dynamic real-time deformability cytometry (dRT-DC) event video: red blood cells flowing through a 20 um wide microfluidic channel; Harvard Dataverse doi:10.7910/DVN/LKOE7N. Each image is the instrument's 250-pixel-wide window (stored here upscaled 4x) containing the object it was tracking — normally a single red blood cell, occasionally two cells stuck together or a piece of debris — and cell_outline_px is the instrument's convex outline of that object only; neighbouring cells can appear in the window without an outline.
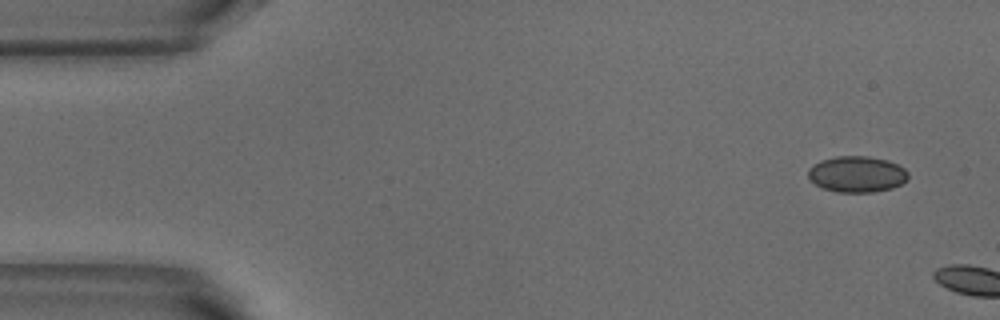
{"species": "common noctule bat (a hibernating species)", "species_latin": "Nyctalus noctula", "temperature_condition": "warm", "stored_images_in_passage": 2, "camera_frame_rate_fps": 3000, "um_per_image_px": 0.085, "animal": {"sex": "male", "body_mass_g": 18.8}, "frame": {"image": 1, "passage_image": 1, "time_ms": 0.0, "image_size_px": [1000, 320], "cell_outline_px": [[908, 180], [892, 188], [872, 192], [836, 192], [824, 188], [816, 184], [808, 176], [808, 168], [820, 160], [836, 156], [868, 156], [888, 160], [904, 168], [908, 172]], "centroid_in_image_um": [72.85, 14.8], "position_along_channel_um": 12.2, "area_um2": 21.04}}